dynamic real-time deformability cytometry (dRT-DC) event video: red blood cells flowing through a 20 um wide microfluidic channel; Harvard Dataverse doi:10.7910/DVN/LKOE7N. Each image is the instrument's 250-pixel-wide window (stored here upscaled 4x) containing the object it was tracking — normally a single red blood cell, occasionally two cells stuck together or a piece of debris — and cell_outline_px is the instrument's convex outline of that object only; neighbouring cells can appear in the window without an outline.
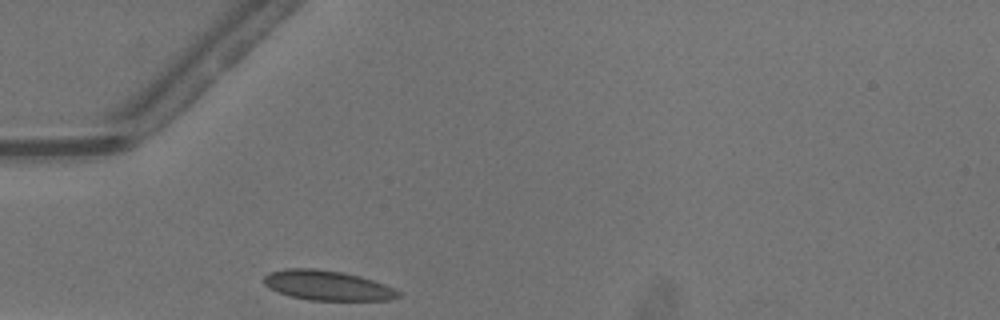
{"species": "common noctule bat (a hibernating species)", "species_latin": "Nyctalus noctula", "temperature_condition": "warm", "stored_images_in_passage": 23, "camera_frame_rate_fps": 3000, "um_per_image_px": 0.085, "animal": {"sex": "male", "body_mass_g": 13.3}, "frame": {"image": 1, "passage_image": 1, "time_ms": 0.0, "image_size_px": [1000, 320], "cell_outline_px": [[400, 296], [388, 300], [308, 300], [292, 296], [280, 292], [264, 284], [264, 276], [268, 272], [288, 268], [316, 268], [344, 272], [360, 276], [384, 284], [400, 292]], "centroid_in_image_um": [27.82, 24.25], "position_along_channel_um": 57.2, "area_um2": 23.18}}
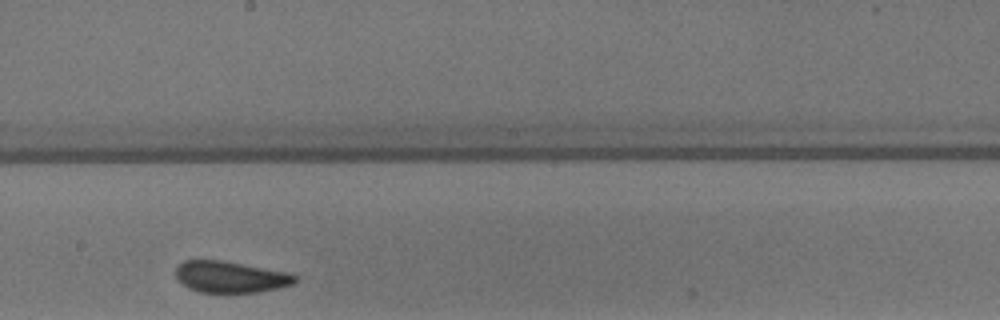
{"frame": {"image": 2, "passage_image": 14, "time_ms": 4.333, "image_size_px": [1000, 320], "cell_outline_px": [[296, 280], [292, 284], [280, 288], [260, 292], [200, 292], [188, 288], [176, 280], [176, 268], [184, 260], [224, 260], [284, 272], [296, 276]], "centroid_in_image_um": [19.54, 23.54], "position_along_channel_um": 228.7, "area_um2": 21.73}}
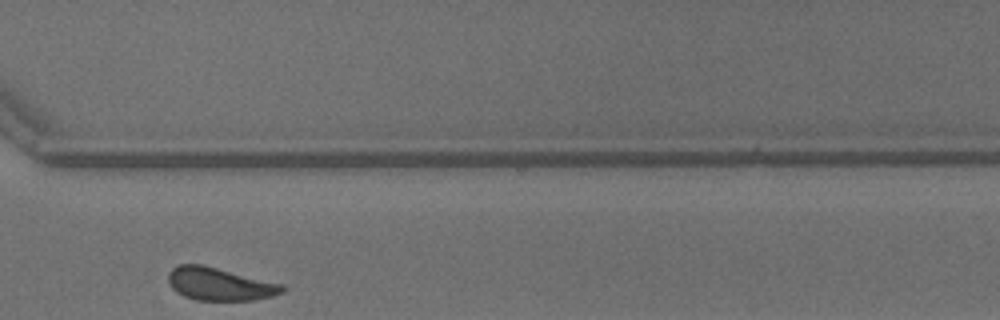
{"frame": {"image": 3, "passage_image": 23, "time_ms": 7.333, "image_size_px": [1000, 320], "cell_outline_px": [[284, 292], [272, 296], [252, 300], [196, 300], [184, 296], [176, 292], [172, 288], [168, 280], [168, 272], [172, 268], [180, 264], [200, 264], [284, 284]], "centroid_in_image_um": [18.66, 24.14], "position_along_channel_um": 351.9, "area_um2": 21.73}}